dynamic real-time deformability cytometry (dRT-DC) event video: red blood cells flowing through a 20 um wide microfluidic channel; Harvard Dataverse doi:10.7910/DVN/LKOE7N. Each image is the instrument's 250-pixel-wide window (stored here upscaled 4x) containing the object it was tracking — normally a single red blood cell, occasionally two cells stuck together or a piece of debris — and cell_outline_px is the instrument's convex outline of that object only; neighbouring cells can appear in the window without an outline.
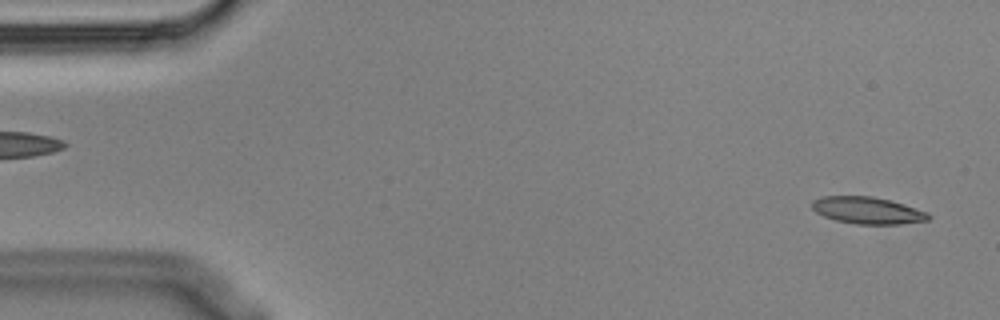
{"species": "Egyptian fruit bat (a non-hibernating species)", "species_latin": "Rousettus aegyptiacus", "temperature_condition": "cold", "stored_images_in_passage": 4, "segment_of_instrument_passage": [2, 2], "camera_frame_rate_fps": 3000, "um_per_image_px": 0.085, "animal": {"sex": "male"}, "frame": {"image": 1, "passage_image": 4, "time_ms": 1.0, "image_size_px": [1000, 320], "cell_outline_px": [[932, 216], [928, 220], [900, 224], [856, 224], [836, 220], [824, 216], [816, 212], [812, 208], [812, 200], [820, 196], [872, 196], [904, 204], [928, 212]], "centroid_in_image_um": [73.74, 17.88], "position_along_channel_um": 11.3, "area_um2": 18.26}}